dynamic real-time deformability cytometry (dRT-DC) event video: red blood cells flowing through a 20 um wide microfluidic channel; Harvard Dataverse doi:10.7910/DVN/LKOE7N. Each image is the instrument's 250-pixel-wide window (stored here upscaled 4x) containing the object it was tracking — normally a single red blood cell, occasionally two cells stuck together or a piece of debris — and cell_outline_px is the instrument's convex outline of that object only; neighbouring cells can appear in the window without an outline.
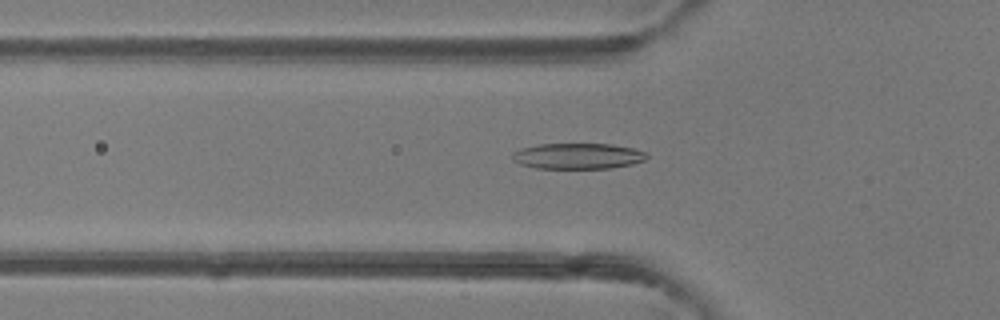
{"species": "common noctule bat (a hibernating species)", "species_latin": "Nyctalus noctula", "temperature_condition": "room temperature", "stored_images_in_passage": 34, "camera_frame_rate_fps": 3000, "um_per_image_px": 0.085, "animal": {"sex": "female"}, "frame": {"image": 1, "passage_image": 2, "time_ms": 0.333, "image_size_px": [1000, 320], "cell_outline_px": [[648, 156], [644, 160], [632, 164], [612, 168], [536, 168], [520, 164], [512, 160], [512, 152], [520, 148], [540, 144], [612, 144], [632, 148], [648, 152]], "centroid_in_image_um": [49.11, 13.26], "position_along_channel_um": 76.7, "area_um2": 20.29}}
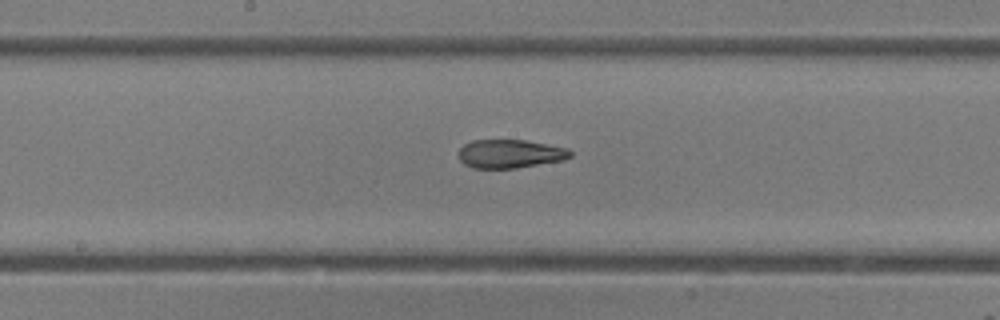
{"frame": {"image": 2, "passage_image": 11, "time_ms": 3.333, "image_size_px": [1000, 320], "cell_outline_px": [[572, 156], [564, 160], [516, 168], [472, 168], [464, 164], [456, 156], [460, 148], [464, 144], [472, 140], [524, 140], [568, 148], [572, 152]], "centroid_in_image_um": [43.33, 13.07], "position_along_channel_um": 204.9, "area_um2": 18.73}}
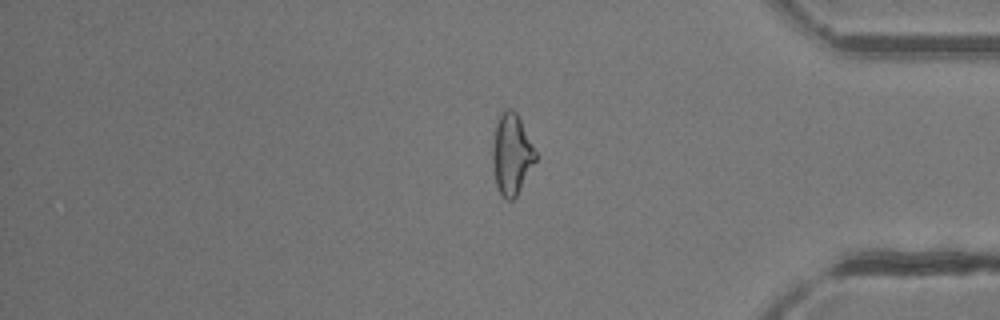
{"frame": {"image": 3, "passage_image": 26, "time_ms": 8.333, "image_size_px": [1000, 320], "cell_outline_px": [[536, 160], [516, 196], [512, 200], [508, 200], [500, 196], [496, 188], [492, 168], [492, 144], [496, 124], [500, 112], [504, 108], [512, 108], [516, 112], [536, 152]], "centroid_in_image_um": [43.44, 13.12], "position_along_channel_um": 391.8, "area_um2": 20.4}, "authors_computed_cell_mechanics": {"area_um2": 19.7676, "velocity_mm_per_s": 4.2349, "shape_relaxation_time_tau1_ms": null, "shape_relaxation_time_tau2_ms": 1.9352, "deformation_change_tau1": null, "deformation_change_tau2": 0.1109}}